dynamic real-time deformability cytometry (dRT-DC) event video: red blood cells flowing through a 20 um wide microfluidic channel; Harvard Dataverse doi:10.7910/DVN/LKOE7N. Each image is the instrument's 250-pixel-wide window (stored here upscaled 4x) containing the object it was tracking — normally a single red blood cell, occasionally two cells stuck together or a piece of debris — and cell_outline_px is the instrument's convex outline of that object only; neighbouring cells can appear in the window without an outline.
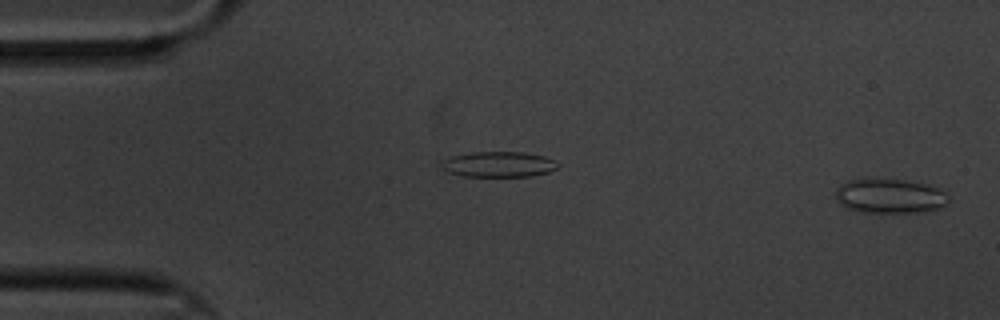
{"species": "common noctule bat (a hibernating species)", "species_latin": "Nyctalus noctula", "temperature_condition": "cold", "stored_images_in_passage": 59, "camera_frame_rate_fps": 3000, "um_per_image_px": 0.085, "animal": {"sex": "male", "body_mass_g": 20.1, "forearm_length_mm": 53.5}, "frame": {"image": 1, "passage_image": 1, "time_ms": 0.0, "image_size_px": [1000, 320], "cell_outline_px": [[948, 200], [940, 208], [924, 212], [860, 212], [848, 208], [840, 204], [836, 200], [836, 188], [840, 184], [848, 180], [904, 180], [928, 184], [948, 192]], "centroid_in_image_um": [75.65, 16.67], "position_along_channel_um": 9.3, "area_um2": 22.6}}
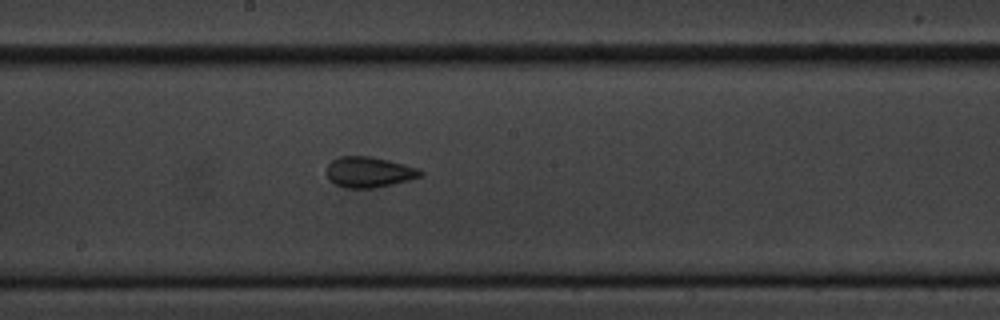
{"frame": {"image": 2, "passage_image": 31, "time_ms": 10.0, "image_size_px": [1000, 320], "cell_outline_px": [[424, 176], [376, 188], [344, 188], [328, 180], [328, 164], [332, 160], [340, 156], [368, 156], [388, 160], [420, 168], [424, 172]], "centroid_in_image_um": [31.4, 14.63], "position_along_channel_um": 216.8, "area_um2": 16.82}}
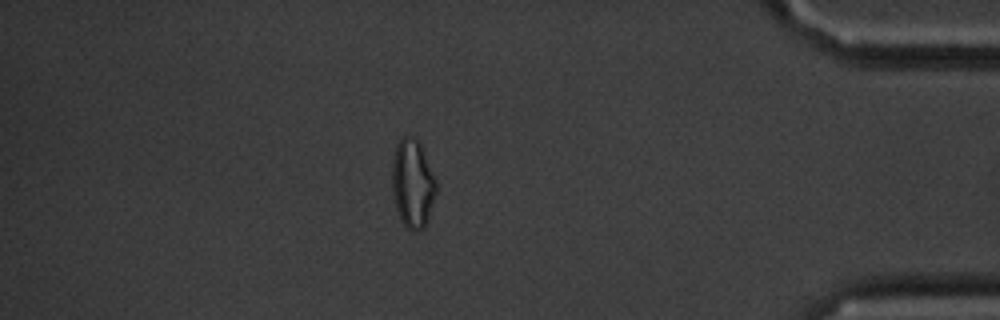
{"frame": {"image": 3, "passage_image": 51, "time_ms": 16.667, "image_size_px": [1000, 320], "cell_outline_px": [[440, 188], [428, 220], [424, 228], [412, 232], [400, 220], [396, 208], [392, 188], [392, 160], [396, 144], [400, 136], [412, 136], [420, 144]], "centroid_in_image_um": [35.1, 15.62], "position_along_channel_um": 400.1, "area_um2": 23.29}, "authors_computed_cell_mechanics": {"area_um2": 17.918, "velocity_mm_per_s": 3.3206, "shape_relaxation_time_tau1_ms": null, "shape_relaxation_time_tau2_ms": 1.5454, "deformation_change_tau1": null, "deformation_change_tau2": 0.0824}}